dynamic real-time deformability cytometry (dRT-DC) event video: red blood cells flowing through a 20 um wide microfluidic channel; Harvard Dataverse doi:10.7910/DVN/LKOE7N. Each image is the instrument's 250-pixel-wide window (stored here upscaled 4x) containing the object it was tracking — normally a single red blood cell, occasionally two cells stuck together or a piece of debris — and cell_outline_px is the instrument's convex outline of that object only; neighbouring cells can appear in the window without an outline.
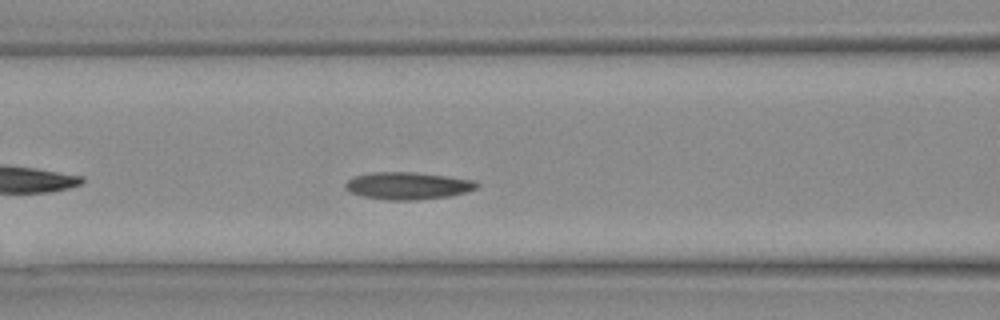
{"species": "Egyptian fruit bat (a non-hibernating species)", "species_latin": "Rousettus aegyptiacus", "temperature_condition": "warm", "stored_images_in_passage": 11, "camera_frame_rate_fps": 3000, "um_per_image_px": 0.085, "animal": {"sex": "female"}, "frame": {"image": 1, "passage_image": 7, "time_ms": 2.0, "image_size_px": [1000, 320], "cell_outline_px": [[480, 184], [476, 188], [464, 192], [448, 196], [416, 200], [384, 200], [364, 196], [352, 192], [344, 188], [344, 184], [352, 176], [376, 172], [412, 172], [444, 176], [472, 180]], "centroid_in_image_um": [34.61, 15.79], "position_along_channel_um": 132.0, "area_um2": 20.63}}